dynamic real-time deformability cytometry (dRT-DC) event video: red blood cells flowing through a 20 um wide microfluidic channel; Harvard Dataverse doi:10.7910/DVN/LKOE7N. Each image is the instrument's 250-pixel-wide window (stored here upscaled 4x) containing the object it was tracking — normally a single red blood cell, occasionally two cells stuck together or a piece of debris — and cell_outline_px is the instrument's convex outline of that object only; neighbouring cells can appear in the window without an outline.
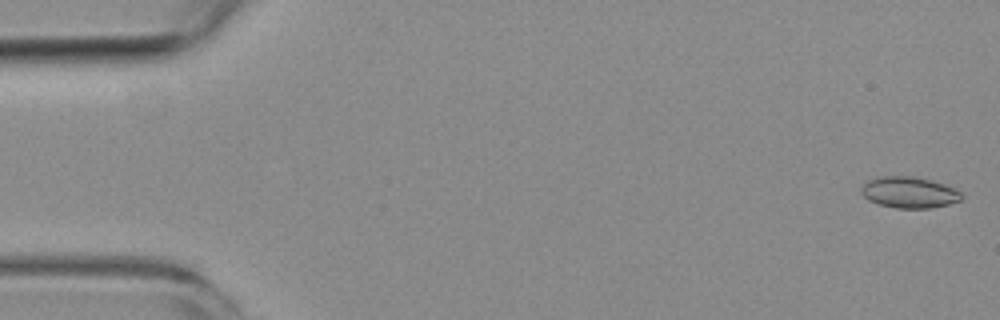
{"species": "common noctule bat (a hibernating species)", "species_latin": "Nyctalus noctula", "temperature_condition": "room temperature", "stored_images_in_passage": 6, "camera_frame_rate_fps": 3000, "um_per_image_px": 0.085, "animal": {"sex": "female", "body_mass_g": 19.3, "forearm_length_mm": 54.1}, "frame": {"image": 1, "passage_image": 1, "time_ms": 0.0, "image_size_px": [1000, 320], "cell_outline_px": [[964, 196], [960, 200], [948, 204], [932, 208], [896, 208], [880, 204], [868, 200], [860, 192], [860, 188], [868, 180], [876, 176], [916, 176], [932, 180], [944, 184], [960, 192]], "centroid_in_image_um": [77.26, 16.34], "position_along_channel_um": 7.7, "area_um2": 18.32}}
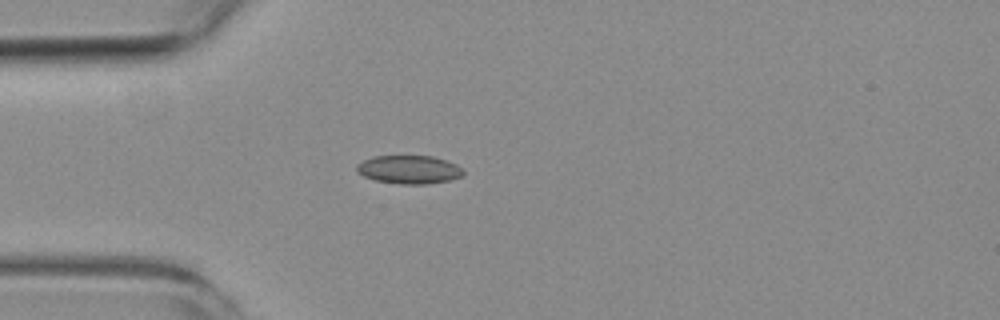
{"frame": {"image": 2, "passage_image": 5, "time_ms": 4.667, "image_size_px": [1000, 320], "cell_outline_px": [[464, 176], [448, 180], [428, 184], [400, 184], [376, 180], [364, 176], [356, 172], [356, 164], [372, 156], [432, 156], [456, 164], [464, 172]], "centroid_in_image_um": [34.75, 14.41], "position_along_channel_um": 50.3, "area_um2": 17.57}}